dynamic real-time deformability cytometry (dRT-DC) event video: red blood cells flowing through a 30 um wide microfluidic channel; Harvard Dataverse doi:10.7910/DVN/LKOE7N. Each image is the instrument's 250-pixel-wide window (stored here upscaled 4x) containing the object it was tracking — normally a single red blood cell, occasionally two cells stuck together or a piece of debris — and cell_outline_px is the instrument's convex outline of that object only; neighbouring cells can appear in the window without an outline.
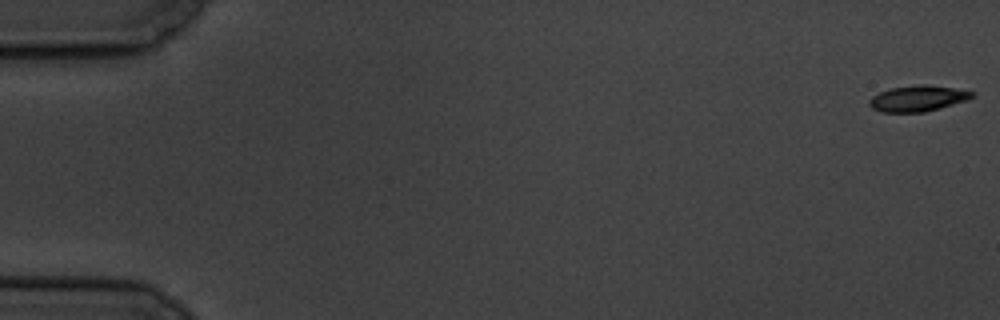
{"species": "common noctule bat (a hibernating species)", "species_latin": "Nyctalus noctula", "temperature_condition": "cold", "stored_images_in_passage": 58, "camera_frame_rate_fps": 3000, "um_per_image_px": 0.085, "animal": {"sex": "male", "body_mass_g": 19.5, "forearm_length_mm": 54.6}, "frame": {"image": 1, "passage_image": 1, "time_ms": 0.0, "image_size_px": [1000, 320], "cell_outline_px": [[976, 96], [968, 100], [940, 108], [924, 112], [880, 112], [872, 108], [868, 104], [868, 100], [872, 96], [880, 92], [892, 88], [920, 84], [924, 84], [956, 88], [976, 92]], "centroid_in_image_um": [78.05, 8.37], "position_along_channel_um": 7.0, "area_um2": 15.66}}
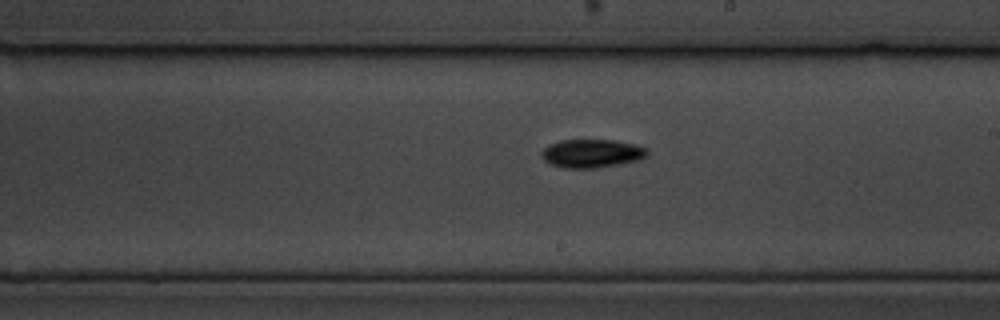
{"frame": {"image": 2, "passage_image": 34, "time_ms": 11.0, "image_size_px": [1000, 320], "cell_outline_px": [[648, 156], [640, 160], [596, 168], [564, 168], [552, 164], [544, 160], [540, 152], [548, 144], [560, 140], [616, 140], [636, 144], [648, 148]], "centroid_in_image_um": [50.33, 13.03], "position_along_channel_um": 238.7, "area_um2": 17.69}}
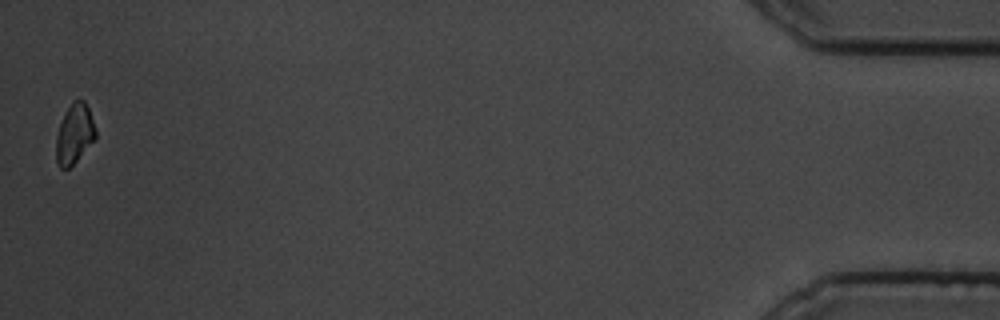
{"frame": {"image": 3, "passage_image": 58, "time_ms": 19.0, "image_size_px": [1000, 320], "cell_outline_px": [[96, 136], [76, 160], [68, 168], [60, 168], [56, 160], [56, 136], [64, 112], [72, 100], [84, 100], [88, 108], [96, 128]], "centroid_in_image_um": [6.31, 11.34], "position_along_channel_um": 428.9, "area_um2": 13.53}, "authors_computed_cell_mechanics": {"area_um2": 15.9528, "velocity_mm_per_s": 3.4763, "shape_relaxation_time_tau1_ms": 5.5568, "shape_relaxation_time_tau2_ms": null, "deformation_change_tau1": 0.1647, "deformation_change_tau2": null}}